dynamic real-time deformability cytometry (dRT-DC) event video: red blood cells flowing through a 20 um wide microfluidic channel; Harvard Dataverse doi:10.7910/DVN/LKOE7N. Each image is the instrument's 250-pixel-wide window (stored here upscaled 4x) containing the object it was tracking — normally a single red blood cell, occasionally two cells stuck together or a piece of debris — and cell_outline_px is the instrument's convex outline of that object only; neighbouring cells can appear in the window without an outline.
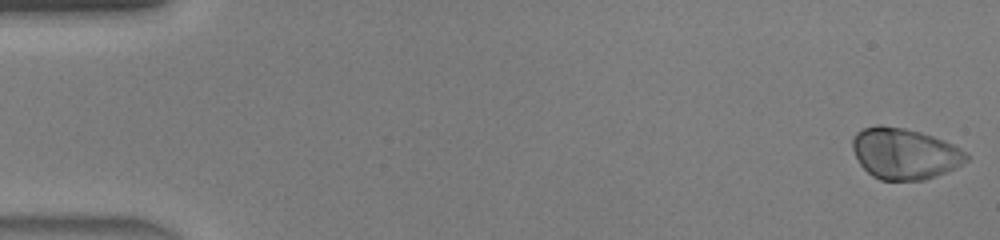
{"species": "human", "species_latin": "Homo sapiens", "temperature_condition": "warm", "stored_images_in_passage": 46, "camera_frame_rate_fps": 3000, "um_per_image_px": 0.085, "donor": {"sex": "male"}, "frame": {"image": 1, "passage_image": 1, "time_ms": 0.0, "image_size_px": [1000, 240], "cell_outline_px": [[968, 160], [956, 168], [936, 176], [924, 180], [880, 180], [872, 176], [860, 164], [852, 148], [852, 136], [856, 132], [864, 128], [876, 124], [880, 124], [904, 128], [920, 132], [944, 140], [960, 148], [968, 156]], "centroid_in_image_um": [76.87, 13.05], "position_along_channel_um": 8.1, "area_um2": 33.99}}
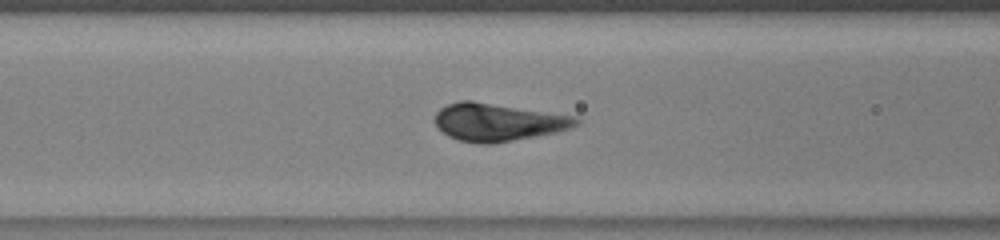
{"frame": {"image": 2, "passage_image": 19, "time_ms": 6.0, "image_size_px": [1000, 240], "cell_outline_px": [[580, 124], [572, 128], [556, 132], [512, 140], [488, 144], [480, 144], [460, 140], [448, 136], [436, 128], [436, 112], [440, 108], [448, 104], [460, 100], [472, 100], [576, 116], [580, 120]], "centroid_in_image_um": [42.33, 10.37], "position_along_channel_um": 124.3, "area_um2": 31.04}}
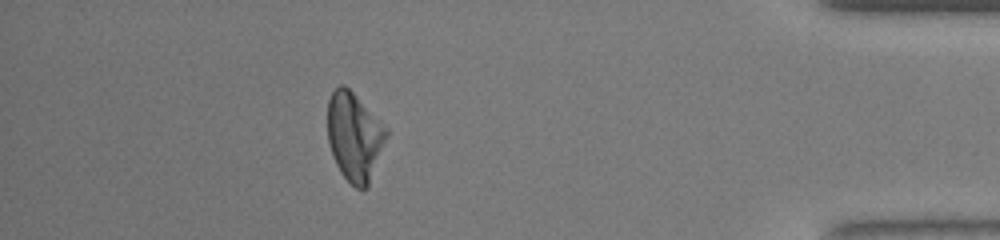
{"frame": {"image": 3, "passage_image": 41, "time_ms": 13.333, "image_size_px": [1000, 240], "cell_outline_px": [[388, 136], [368, 188], [356, 188], [340, 172], [336, 164], [328, 144], [328, 100], [332, 92], [340, 84], [344, 84], [388, 128]], "centroid_in_image_um": [30.14, 11.62], "position_along_channel_um": 405.1, "area_um2": 30.29}}